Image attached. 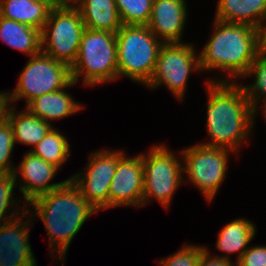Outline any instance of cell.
Returning <instances> with one entry per match:
<instances>
[{"instance_id": "obj_14", "label": "cell", "mask_w": 266, "mask_h": 266, "mask_svg": "<svg viewBox=\"0 0 266 266\" xmlns=\"http://www.w3.org/2000/svg\"><path fill=\"white\" fill-rule=\"evenodd\" d=\"M59 168L55 165L46 162L32 152H26L22 162L14 169V176L17 179L19 173L23 184L20 185L19 191L23 194V199L26 203H30L35 198L49 193L50 191L61 187L69 178L58 183H50L56 176Z\"/></svg>"}, {"instance_id": "obj_17", "label": "cell", "mask_w": 266, "mask_h": 266, "mask_svg": "<svg viewBox=\"0 0 266 266\" xmlns=\"http://www.w3.org/2000/svg\"><path fill=\"white\" fill-rule=\"evenodd\" d=\"M74 85L76 83L72 80L65 88L35 97L26 104V109L50 124L52 120L73 115L84 107L64 90Z\"/></svg>"}, {"instance_id": "obj_9", "label": "cell", "mask_w": 266, "mask_h": 266, "mask_svg": "<svg viewBox=\"0 0 266 266\" xmlns=\"http://www.w3.org/2000/svg\"><path fill=\"white\" fill-rule=\"evenodd\" d=\"M231 150L195 144L180 151L184 165L183 173L208 202L212 201L226 178Z\"/></svg>"}, {"instance_id": "obj_21", "label": "cell", "mask_w": 266, "mask_h": 266, "mask_svg": "<svg viewBox=\"0 0 266 266\" xmlns=\"http://www.w3.org/2000/svg\"><path fill=\"white\" fill-rule=\"evenodd\" d=\"M0 39L29 56L42 51L41 30L0 16Z\"/></svg>"}, {"instance_id": "obj_7", "label": "cell", "mask_w": 266, "mask_h": 266, "mask_svg": "<svg viewBox=\"0 0 266 266\" xmlns=\"http://www.w3.org/2000/svg\"><path fill=\"white\" fill-rule=\"evenodd\" d=\"M144 166V192L142 207L151 198L169 209L173 195L184 182L182 162L165 145H154L147 153H141Z\"/></svg>"}, {"instance_id": "obj_26", "label": "cell", "mask_w": 266, "mask_h": 266, "mask_svg": "<svg viewBox=\"0 0 266 266\" xmlns=\"http://www.w3.org/2000/svg\"><path fill=\"white\" fill-rule=\"evenodd\" d=\"M122 24L147 25L153 0H115Z\"/></svg>"}, {"instance_id": "obj_31", "label": "cell", "mask_w": 266, "mask_h": 266, "mask_svg": "<svg viewBox=\"0 0 266 266\" xmlns=\"http://www.w3.org/2000/svg\"><path fill=\"white\" fill-rule=\"evenodd\" d=\"M11 103L12 100L10 99L9 91L0 92V126L8 121L9 113L12 108V106L10 105Z\"/></svg>"}, {"instance_id": "obj_8", "label": "cell", "mask_w": 266, "mask_h": 266, "mask_svg": "<svg viewBox=\"0 0 266 266\" xmlns=\"http://www.w3.org/2000/svg\"><path fill=\"white\" fill-rule=\"evenodd\" d=\"M18 77L17 86L9 93L12 103L24 98L27 104L35 97L65 88L72 81L70 66L42 51L30 56Z\"/></svg>"}, {"instance_id": "obj_15", "label": "cell", "mask_w": 266, "mask_h": 266, "mask_svg": "<svg viewBox=\"0 0 266 266\" xmlns=\"http://www.w3.org/2000/svg\"><path fill=\"white\" fill-rule=\"evenodd\" d=\"M186 5L185 0H153L147 26L163 44L182 43L188 17Z\"/></svg>"}, {"instance_id": "obj_3", "label": "cell", "mask_w": 266, "mask_h": 266, "mask_svg": "<svg viewBox=\"0 0 266 266\" xmlns=\"http://www.w3.org/2000/svg\"><path fill=\"white\" fill-rule=\"evenodd\" d=\"M213 33L199 52L201 71L217 69L244 78L262 48V31L249 25L214 19Z\"/></svg>"}, {"instance_id": "obj_11", "label": "cell", "mask_w": 266, "mask_h": 266, "mask_svg": "<svg viewBox=\"0 0 266 266\" xmlns=\"http://www.w3.org/2000/svg\"><path fill=\"white\" fill-rule=\"evenodd\" d=\"M122 154L119 150L106 149L91 153L87 169L69 177L97 211L109 209V186Z\"/></svg>"}, {"instance_id": "obj_18", "label": "cell", "mask_w": 266, "mask_h": 266, "mask_svg": "<svg viewBox=\"0 0 266 266\" xmlns=\"http://www.w3.org/2000/svg\"><path fill=\"white\" fill-rule=\"evenodd\" d=\"M72 4L87 29L116 33L123 25L115 0H74Z\"/></svg>"}, {"instance_id": "obj_22", "label": "cell", "mask_w": 266, "mask_h": 266, "mask_svg": "<svg viewBox=\"0 0 266 266\" xmlns=\"http://www.w3.org/2000/svg\"><path fill=\"white\" fill-rule=\"evenodd\" d=\"M8 121L13 129L15 143L17 141V143L31 145L32 147H35L54 127L30 113L26 108H24V111H17L14 103Z\"/></svg>"}, {"instance_id": "obj_27", "label": "cell", "mask_w": 266, "mask_h": 266, "mask_svg": "<svg viewBox=\"0 0 266 266\" xmlns=\"http://www.w3.org/2000/svg\"><path fill=\"white\" fill-rule=\"evenodd\" d=\"M205 249L204 246H197L185 244L180 250L168 256L167 258L160 259L158 265L161 266H198L201 253Z\"/></svg>"}, {"instance_id": "obj_30", "label": "cell", "mask_w": 266, "mask_h": 266, "mask_svg": "<svg viewBox=\"0 0 266 266\" xmlns=\"http://www.w3.org/2000/svg\"><path fill=\"white\" fill-rule=\"evenodd\" d=\"M210 250L205 247L201 253L198 266H235L231 260L210 255Z\"/></svg>"}, {"instance_id": "obj_4", "label": "cell", "mask_w": 266, "mask_h": 266, "mask_svg": "<svg viewBox=\"0 0 266 266\" xmlns=\"http://www.w3.org/2000/svg\"><path fill=\"white\" fill-rule=\"evenodd\" d=\"M70 68L72 80L78 83L83 75L88 87L118 79L116 33L85 28Z\"/></svg>"}, {"instance_id": "obj_25", "label": "cell", "mask_w": 266, "mask_h": 266, "mask_svg": "<svg viewBox=\"0 0 266 266\" xmlns=\"http://www.w3.org/2000/svg\"><path fill=\"white\" fill-rule=\"evenodd\" d=\"M17 180L18 179L15 178L13 172H0V224L17 218L20 216V213L18 212L27 210L25 204L22 205L23 208L19 205L17 206L18 200L13 196ZM11 205H13V208H11ZM17 207L20 211H18ZM10 209H13L14 211L12 212Z\"/></svg>"}, {"instance_id": "obj_10", "label": "cell", "mask_w": 266, "mask_h": 266, "mask_svg": "<svg viewBox=\"0 0 266 266\" xmlns=\"http://www.w3.org/2000/svg\"><path fill=\"white\" fill-rule=\"evenodd\" d=\"M192 44H163L159 50L154 74L145 85L149 89L166 86L178 100H183L190 72L200 71L199 55Z\"/></svg>"}, {"instance_id": "obj_12", "label": "cell", "mask_w": 266, "mask_h": 266, "mask_svg": "<svg viewBox=\"0 0 266 266\" xmlns=\"http://www.w3.org/2000/svg\"><path fill=\"white\" fill-rule=\"evenodd\" d=\"M144 166L141 153L118 158L117 168L109 186V209L118 206L142 207Z\"/></svg>"}, {"instance_id": "obj_6", "label": "cell", "mask_w": 266, "mask_h": 266, "mask_svg": "<svg viewBox=\"0 0 266 266\" xmlns=\"http://www.w3.org/2000/svg\"><path fill=\"white\" fill-rule=\"evenodd\" d=\"M84 30L82 16L72 3L52 8L41 31L42 52L71 67Z\"/></svg>"}, {"instance_id": "obj_35", "label": "cell", "mask_w": 266, "mask_h": 266, "mask_svg": "<svg viewBox=\"0 0 266 266\" xmlns=\"http://www.w3.org/2000/svg\"><path fill=\"white\" fill-rule=\"evenodd\" d=\"M64 1L72 3L74 0H64Z\"/></svg>"}, {"instance_id": "obj_13", "label": "cell", "mask_w": 266, "mask_h": 266, "mask_svg": "<svg viewBox=\"0 0 266 266\" xmlns=\"http://www.w3.org/2000/svg\"><path fill=\"white\" fill-rule=\"evenodd\" d=\"M21 215L0 224V266H37L29 243L33 218L24 221L23 218L30 216L28 210L22 211Z\"/></svg>"}, {"instance_id": "obj_28", "label": "cell", "mask_w": 266, "mask_h": 266, "mask_svg": "<svg viewBox=\"0 0 266 266\" xmlns=\"http://www.w3.org/2000/svg\"><path fill=\"white\" fill-rule=\"evenodd\" d=\"M15 144L13 129L9 121L0 126V172H14L10 161Z\"/></svg>"}, {"instance_id": "obj_5", "label": "cell", "mask_w": 266, "mask_h": 266, "mask_svg": "<svg viewBox=\"0 0 266 266\" xmlns=\"http://www.w3.org/2000/svg\"><path fill=\"white\" fill-rule=\"evenodd\" d=\"M118 79L145 86L152 78L163 43L147 25H125L116 32Z\"/></svg>"}, {"instance_id": "obj_1", "label": "cell", "mask_w": 266, "mask_h": 266, "mask_svg": "<svg viewBox=\"0 0 266 266\" xmlns=\"http://www.w3.org/2000/svg\"><path fill=\"white\" fill-rule=\"evenodd\" d=\"M223 77L207 81V134L211 141L200 143L238 152L252 135L256 110L242 85Z\"/></svg>"}, {"instance_id": "obj_24", "label": "cell", "mask_w": 266, "mask_h": 266, "mask_svg": "<svg viewBox=\"0 0 266 266\" xmlns=\"http://www.w3.org/2000/svg\"><path fill=\"white\" fill-rule=\"evenodd\" d=\"M254 76L255 79L252 84L242 85L243 90L253 106V108L258 111V104L262 101L264 104L266 102V50L262 49L255 57L254 61L251 63L248 72L244 78L247 76ZM260 101V102H259Z\"/></svg>"}, {"instance_id": "obj_19", "label": "cell", "mask_w": 266, "mask_h": 266, "mask_svg": "<svg viewBox=\"0 0 266 266\" xmlns=\"http://www.w3.org/2000/svg\"><path fill=\"white\" fill-rule=\"evenodd\" d=\"M256 230L253 222L248 219L238 218L229 222L219 232L217 242L214 244L225 255H218L216 257L230 260L228 254L231 255L237 252L239 254L236 261H238L247 250V245L254 238Z\"/></svg>"}, {"instance_id": "obj_16", "label": "cell", "mask_w": 266, "mask_h": 266, "mask_svg": "<svg viewBox=\"0 0 266 266\" xmlns=\"http://www.w3.org/2000/svg\"><path fill=\"white\" fill-rule=\"evenodd\" d=\"M215 20L249 25L263 31L266 0H218Z\"/></svg>"}, {"instance_id": "obj_2", "label": "cell", "mask_w": 266, "mask_h": 266, "mask_svg": "<svg viewBox=\"0 0 266 266\" xmlns=\"http://www.w3.org/2000/svg\"><path fill=\"white\" fill-rule=\"evenodd\" d=\"M28 205L35 210L31 212L27 207L29 213H36L45 225L49 248L54 250L53 256L56 255L63 263L74 236L86 220L98 212L71 179L61 187L35 198Z\"/></svg>"}, {"instance_id": "obj_20", "label": "cell", "mask_w": 266, "mask_h": 266, "mask_svg": "<svg viewBox=\"0 0 266 266\" xmlns=\"http://www.w3.org/2000/svg\"><path fill=\"white\" fill-rule=\"evenodd\" d=\"M51 7L34 0H0V16L43 30Z\"/></svg>"}, {"instance_id": "obj_23", "label": "cell", "mask_w": 266, "mask_h": 266, "mask_svg": "<svg viewBox=\"0 0 266 266\" xmlns=\"http://www.w3.org/2000/svg\"><path fill=\"white\" fill-rule=\"evenodd\" d=\"M29 151L60 169L62 164H64L70 156V144L68 139L53 127L43 139Z\"/></svg>"}, {"instance_id": "obj_34", "label": "cell", "mask_w": 266, "mask_h": 266, "mask_svg": "<svg viewBox=\"0 0 266 266\" xmlns=\"http://www.w3.org/2000/svg\"><path fill=\"white\" fill-rule=\"evenodd\" d=\"M262 115H264L263 117L266 118V102L263 104V114Z\"/></svg>"}, {"instance_id": "obj_29", "label": "cell", "mask_w": 266, "mask_h": 266, "mask_svg": "<svg viewBox=\"0 0 266 266\" xmlns=\"http://www.w3.org/2000/svg\"><path fill=\"white\" fill-rule=\"evenodd\" d=\"M235 266H266V246L248 247Z\"/></svg>"}, {"instance_id": "obj_32", "label": "cell", "mask_w": 266, "mask_h": 266, "mask_svg": "<svg viewBox=\"0 0 266 266\" xmlns=\"http://www.w3.org/2000/svg\"><path fill=\"white\" fill-rule=\"evenodd\" d=\"M48 4L51 8H55L66 3L64 0H34Z\"/></svg>"}, {"instance_id": "obj_33", "label": "cell", "mask_w": 266, "mask_h": 266, "mask_svg": "<svg viewBox=\"0 0 266 266\" xmlns=\"http://www.w3.org/2000/svg\"><path fill=\"white\" fill-rule=\"evenodd\" d=\"M262 48L266 50V26L262 31Z\"/></svg>"}]
</instances>
